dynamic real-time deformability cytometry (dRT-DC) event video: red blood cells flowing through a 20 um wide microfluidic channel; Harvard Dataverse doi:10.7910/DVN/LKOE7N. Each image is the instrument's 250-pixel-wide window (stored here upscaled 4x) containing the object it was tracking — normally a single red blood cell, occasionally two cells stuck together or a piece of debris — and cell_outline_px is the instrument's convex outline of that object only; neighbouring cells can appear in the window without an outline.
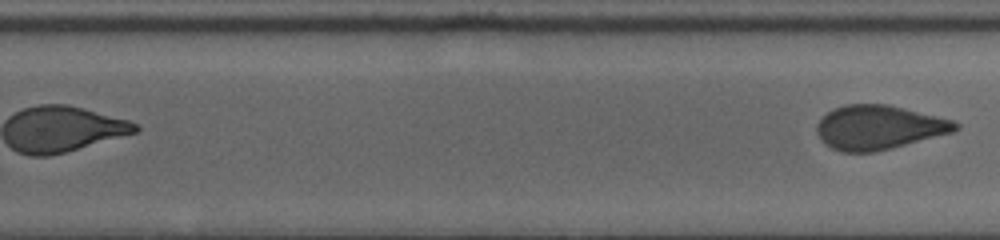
{"species": "human", "species_latin": "Homo sapiens", "temperature_condition": "cold", "stored_images_in_passage": 20, "segment_of_instrument_passage": [2, 2], "camera_frame_rate_fps": 3000, "um_per_image_px": 0.085, "donor": {"sex": "female"}, "frame": {"image": 1, "passage_image": 20, "time_ms": 9.667, "image_size_px": [1000, 240], "cell_outline_px": [[960, 128], [952, 132], [892, 148], [872, 152], [840, 152], [824, 144], [820, 140], [816, 132], [816, 124], [832, 108], [844, 104], [888, 104], [952, 120], [960, 124]], "centroid_in_image_um": [74.65, 10.83], "position_along_channel_um": 255.1, "area_um2": 35.66}}